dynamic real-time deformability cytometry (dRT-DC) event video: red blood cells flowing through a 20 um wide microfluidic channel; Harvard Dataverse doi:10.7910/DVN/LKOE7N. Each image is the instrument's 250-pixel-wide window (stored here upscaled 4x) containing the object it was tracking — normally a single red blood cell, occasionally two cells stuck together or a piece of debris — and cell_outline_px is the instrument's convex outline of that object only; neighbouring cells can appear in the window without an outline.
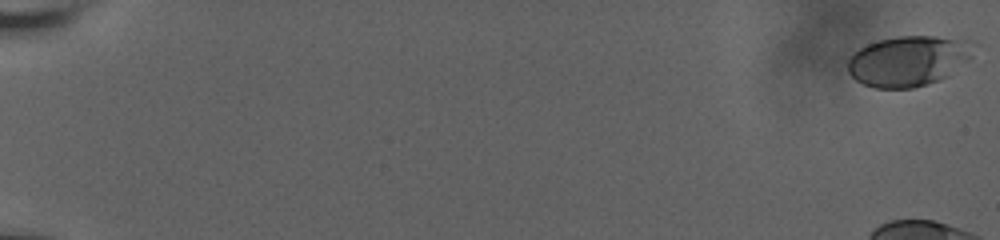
{"species": "human", "species_latin": "Homo sapiens", "temperature_condition": "room temperature", "stored_images_in_passage": 45, "camera_frame_rate_fps": 3000, "um_per_image_px": 0.085, "donor": {"sex": "male"}, "frame": {"image": 1, "passage_image": 1, "time_ms": 0.0, "image_size_px": [1000, 240], "cell_outline_px": [[972, 56], [948, 76], [940, 80], [928, 84], [912, 88], [876, 88], [864, 84], [856, 80], [848, 72], [848, 60], [860, 48], [868, 44], [880, 40], [900, 36], [936, 36], [956, 40], [964, 44]], "centroid_in_image_um": [77.11, 5.22], "position_along_channel_um": 7.9, "area_um2": 35.84}}